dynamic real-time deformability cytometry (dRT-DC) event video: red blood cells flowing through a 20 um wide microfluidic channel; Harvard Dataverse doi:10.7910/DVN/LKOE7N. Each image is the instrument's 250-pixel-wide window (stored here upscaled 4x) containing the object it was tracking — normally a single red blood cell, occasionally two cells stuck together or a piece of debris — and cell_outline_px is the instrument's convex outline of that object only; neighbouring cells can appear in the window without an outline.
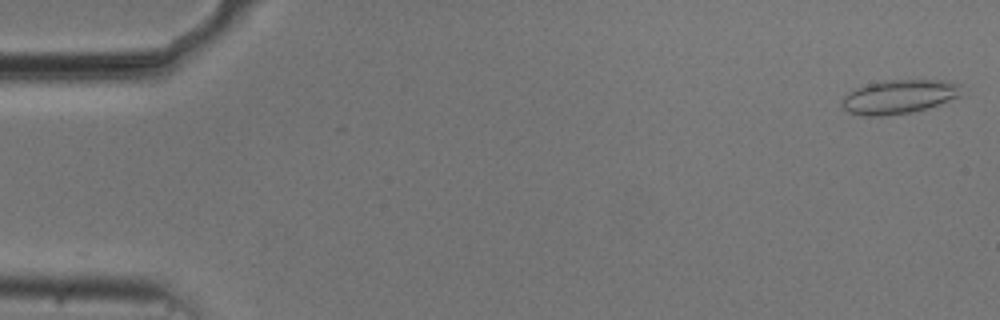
{"species": "common noctule bat (a hibernating species)", "species_latin": "Nyctalus noctula", "temperature_condition": "cold", "stored_images_in_passage": 54, "camera_frame_rate_fps": 3000, "um_per_image_px": 0.085, "animal": {"sex": "male", "body_mass_g": 20.5, "forearm_length_mm": 52.5}, "frame": {"image": 1, "passage_image": 1, "time_ms": 0.0, "image_size_px": [1000, 320], "cell_outline_px": [[964, 96], [928, 108], [912, 112], [884, 116], [860, 116], [848, 112], [840, 104], [844, 96], [848, 92], [856, 88], [868, 84], [884, 80], [944, 80], [960, 84]], "centroid_in_image_um": [76.45, 8.23], "position_along_channel_um": 8.6, "area_um2": 24.04}}
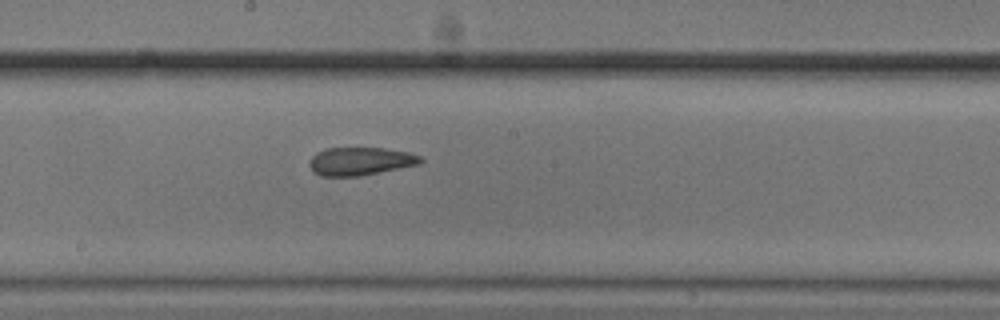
{"frame": {"image": 2, "passage_image": 29, "time_ms": 9.333, "image_size_px": [1000, 320], "cell_outline_px": [[424, 160], [420, 164], [360, 176], [320, 176], [308, 164], [312, 156], [316, 152], [324, 148], [384, 148], [408, 152], [420, 156]], "centroid_in_image_um": [30.63, 13.7], "position_along_channel_um": 217.6, "area_um2": 18.15}}
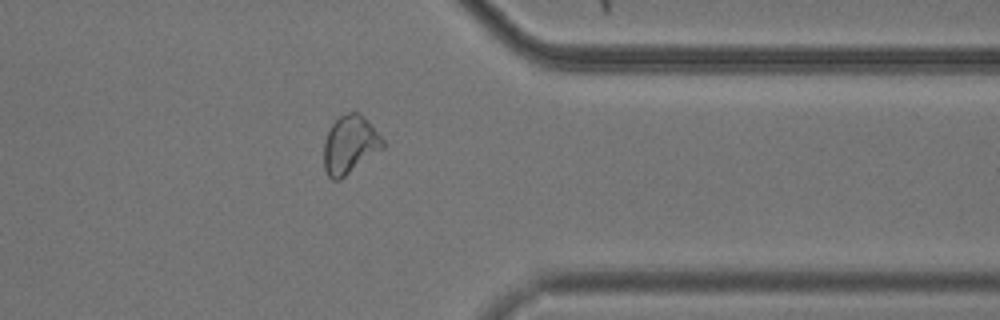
{"frame": {"image": 3, "passage_image": 43, "time_ms": 14.0, "image_size_px": [1000, 320], "cell_outline_px": [[384, 148], [340, 180], [332, 180], [328, 176], [324, 168], [324, 140], [332, 124], [340, 116], [348, 112], [360, 112], [364, 116], [384, 140]], "centroid_in_image_um": [29.74, 12.31], "position_along_channel_um": 381.7, "area_um2": 20.0}, "authors_computed_cell_mechanics": {"area_um2": 20.2589, "velocity_mm_per_s": 3.7018, "shape_relaxation_time_tau1_ms": 7.6425, "shape_relaxation_time_tau2_ms": 1.647, "deformation_change_tau1": 0.177, "deformation_change_tau2": 0.0904}}